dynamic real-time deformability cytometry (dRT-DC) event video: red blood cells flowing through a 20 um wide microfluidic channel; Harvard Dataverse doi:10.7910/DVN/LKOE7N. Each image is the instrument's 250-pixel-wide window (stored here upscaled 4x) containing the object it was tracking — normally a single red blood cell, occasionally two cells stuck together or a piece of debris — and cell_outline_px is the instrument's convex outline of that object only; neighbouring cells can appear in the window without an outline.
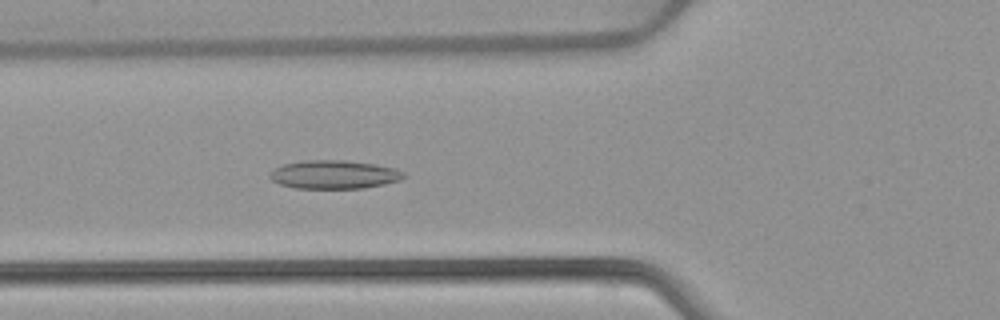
{"species": "common noctule bat (a hibernating species)", "species_latin": "Nyctalus noctula", "temperature_condition": "warm", "stored_images_in_passage": 50, "camera_frame_rate_fps": 3000, "um_per_image_px": 0.085, "animal": {"sex": "female", "body_mass_g": 22.7, "forearm_length_mm": 54.2}, "frame": {"image": 1, "passage_image": 17, "time_ms": 5.333, "image_size_px": [1000, 320], "cell_outline_px": [[408, 176], [400, 180], [384, 184], [364, 188], [292, 188], [280, 184], [272, 180], [268, 176], [276, 168], [284, 164], [304, 160], [344, 160], [376, 164], [392, 168], [404, 172]], "centroid_in_image_um": [28.42, 14.84], "position_along_channel_um": 97.4, "area_um2": 22.2}}
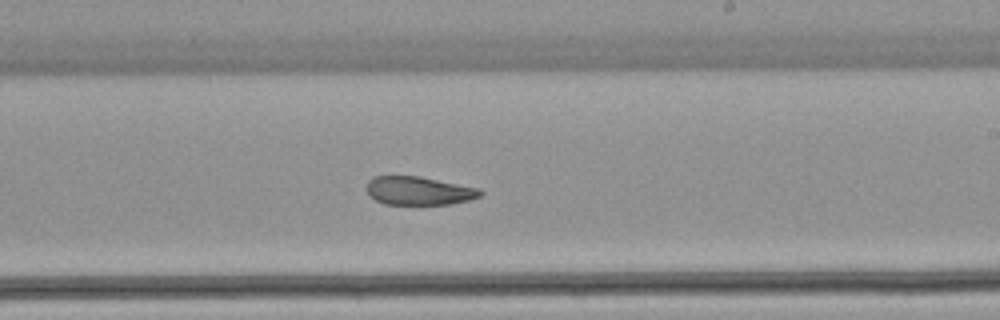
{"frame": {"image": 2, "passage_image": 29, "time_ms": 9.333, "image_size_px": [1000, 320], "cell_outline_px": [[484, 192], [480, 196], [468, 200], [448, 204], [384, 204], [376, 200], [368, 192], [368, 180], [372, 176], [420, 176], [480, 188]], "centroid_in_image_um": [35.63, 16.2], "position_along_channel_um": 253.4, "area_um2": 18.73}}
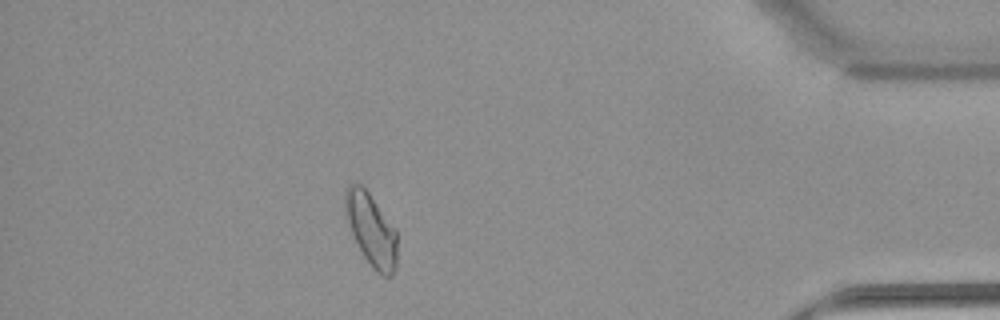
{"frame": {"image": 3, "passage_image": 44, "time_ms": 14.333, "image_size_px": [1000, 320], "cell_outline_px": [[396, 268], [392, 276], [380, 276], [372, 268], [356, 244], [344, 216], [344, 188], [348, 184], [360, 184], [368, 192], [396, 228]], "centroid_in_image_um": [31.52, 19.52], "position_along_channel_um": 403.7, "area_um2": 22.37}, "authors_computed_cell_mechanics": {"area_um2": 22.1085, "velocity_mm_per_s": 3.9038, "shape_relaxation_time_tau1_ms": null, "shape_relaxation_time_tau2_ms": 2.1438, "deformation_change_tau1": null, "deformation_change_tau2": 0.0746}}